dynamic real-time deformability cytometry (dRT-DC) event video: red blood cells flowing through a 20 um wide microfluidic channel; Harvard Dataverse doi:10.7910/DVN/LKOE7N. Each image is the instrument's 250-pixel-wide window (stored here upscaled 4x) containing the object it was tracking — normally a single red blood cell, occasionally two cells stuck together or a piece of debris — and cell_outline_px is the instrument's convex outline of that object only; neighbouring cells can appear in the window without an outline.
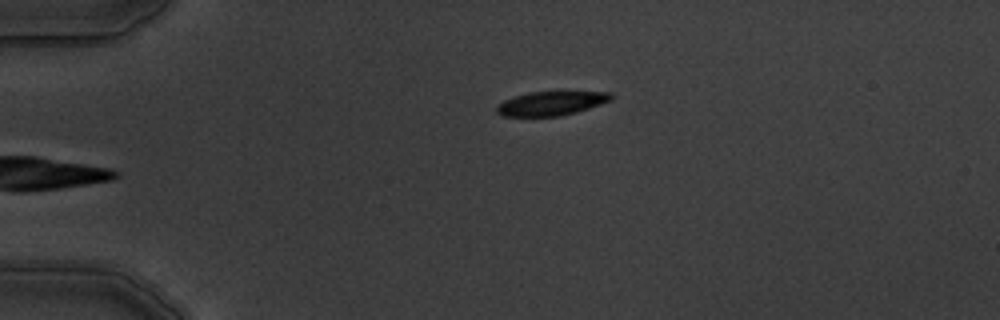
{"species": "common noctule bat (a hibernating species)", "species_latin": "Nyctalus noctula", "temperature_condition": "warm", "stored_images_in_passage": 6, "camera_frame_rate_fps": 3000, "um_per_image_px": 0.085, "animal": {"sex": "male", "body_mass_g": 19.5, "forearm_length_mm": 54.6}, "frame": {"image": 1, "passage_image": 6, "time_ms": 5.667, "image_size_px": [1000, 320], "cell_outline_px": [[612, 100], [576, 112], [560, 116], [500, 116], [496, 112], [496, 108], [504, 100], [512, 96], [528, 92], [612, 92]], "centroid_in_image_um": [46.81, 8.79], "position_along_channel_um": 38.2, "area_um2": 15.95}}